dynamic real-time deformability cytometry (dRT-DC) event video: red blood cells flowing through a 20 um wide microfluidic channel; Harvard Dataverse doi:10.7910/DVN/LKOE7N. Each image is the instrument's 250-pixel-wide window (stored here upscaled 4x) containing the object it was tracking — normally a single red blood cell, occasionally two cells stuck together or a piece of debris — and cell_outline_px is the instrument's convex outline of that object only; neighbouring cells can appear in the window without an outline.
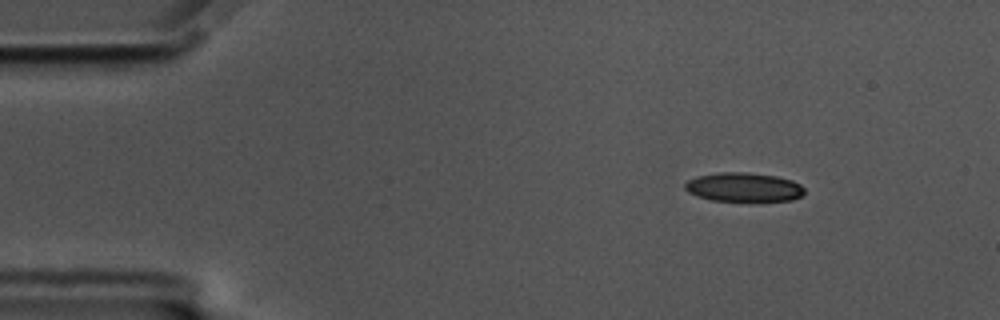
{"species": "common noctule bat (a hibernating species)", "species_latin": "Nyctalus noctula", "temperature_condition": "cold", "stored_images_in_passage": 26, "camera_frame_rate_fps": 3000, "um_per_image_px": 0.085, "animal": {"sex": "male", "body_mass_g": 17.5, "forearm_length_mm": 52.3}, "frame": {"image": 1, "passage_image": 1, "time_ms": 0.0, "image_size_px": [1000, 320], "cell_outline_px": [[804, 192], [800, 196], [792, 200], [712, 200], [688, 192], [684, 188], [684, 184], [688, 180], [696, 176], [720, 172], [744, 172], [776, 176], [792, 180], [800, 184], [804, 188]], "centroid_in_image_um": [63.2, 15.89], "position_along_channel_um": 21.8, "area_um2": 19.88}}
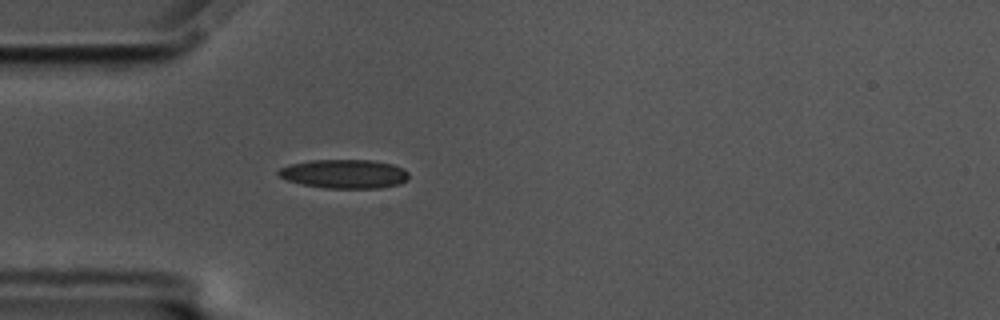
{"frame": {"image": 2, "passage_image": 10, "time_ms": 3.0, "image_size_px": [1000, 320], "cell_outline_px": [[408, 180], [400, 184], [380, 188], [324, 188], [304, 184], [288, 180], [280, 176], [276, 172], [280, 168], [288, 164], [312, 160], [372, 160], [392, 164], [404, 168], [408, 172]], "centroid_in_image_um": [29.3, 14.77], "position_along_channel_um": 55.7, "area_um2": 22.02}}